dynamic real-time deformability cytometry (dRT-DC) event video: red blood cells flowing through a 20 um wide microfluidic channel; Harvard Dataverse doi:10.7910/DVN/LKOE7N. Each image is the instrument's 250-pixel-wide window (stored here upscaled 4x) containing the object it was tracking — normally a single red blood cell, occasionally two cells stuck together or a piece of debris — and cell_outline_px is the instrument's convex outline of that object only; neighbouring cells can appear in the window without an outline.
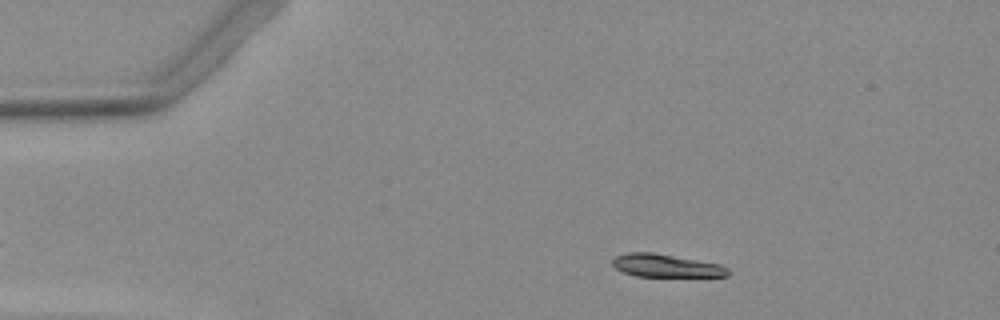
{"species": "Egyptian fruit bat (a non-hibernating species)", "species_latin": "Rousettus aegyptiacus", "temperature_condition": "warm", "stored_images_in_passage": 52, "camera_frame_rate_fps": 3000, "um_per_image_px": 0.085, "animal": {"sex": "female"}, "frame": {"image": 1, "passage_image": 9, "time_ms": 2.667, "image_size_px": [1000, 320], "cell_outline_px": [[728, 276], [636, 276], [624, 272], [616, 268], [612, 264], [612, 260], [616, 256], [628, 252], [652, 252], [720, 264], [728, 268]], "centroid_in_image_um": [56.59, 22.57], "position_along_channel_um": 28.4, "area_um2": 15.2}}
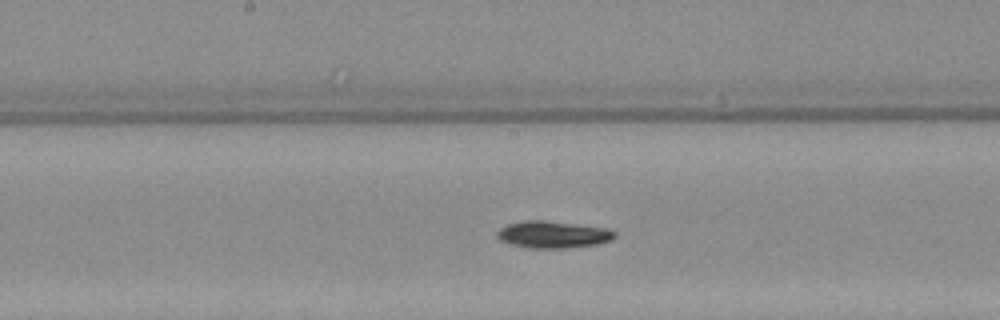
{"frame": {"image": 2, "passage_image": 27, "time_ms": 8.667, "image_size_px": [1000, 320], "cell_outline_px": [[616, 236], [612, 240], [596, 244], [564, 248], [532, 248], [512, 244], [500, 240], [496, 236], [496, 232], [500, 228], [508, 224], [524, 220], [544, 220], [604, 228], [616, 232]], "centroid_in_image_um": [46.98, 19.93], "position_along_channel_um": 201.2, "area_um2": 18.26}}
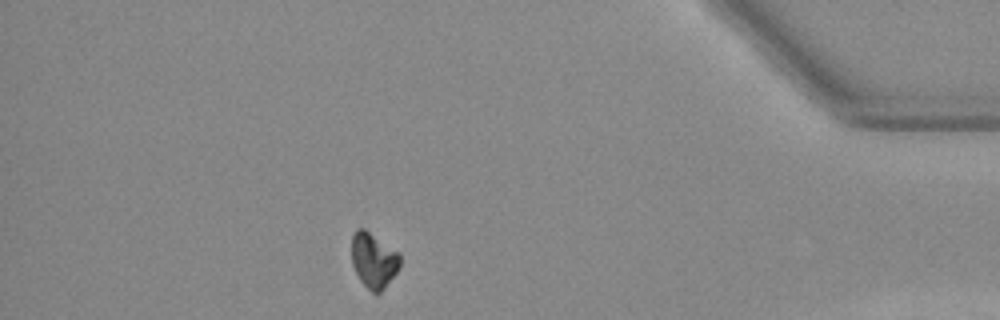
{"frame": {"image": 3, "passage_image": 46, "time_ms": 15.0, "image_size_px": [1000, 320], "cell_outline_px": [[400, 264], [396, 272], [384, 288], [380, 292], [372, 292], [360, 280], [352, 264], [352, 236], [356, 228], [364, 228], [400, 252]], "centroid_in_image_um": [31.76, 22.08], "position_along_channel_um": 403.4, "area_um2": 15.49}}